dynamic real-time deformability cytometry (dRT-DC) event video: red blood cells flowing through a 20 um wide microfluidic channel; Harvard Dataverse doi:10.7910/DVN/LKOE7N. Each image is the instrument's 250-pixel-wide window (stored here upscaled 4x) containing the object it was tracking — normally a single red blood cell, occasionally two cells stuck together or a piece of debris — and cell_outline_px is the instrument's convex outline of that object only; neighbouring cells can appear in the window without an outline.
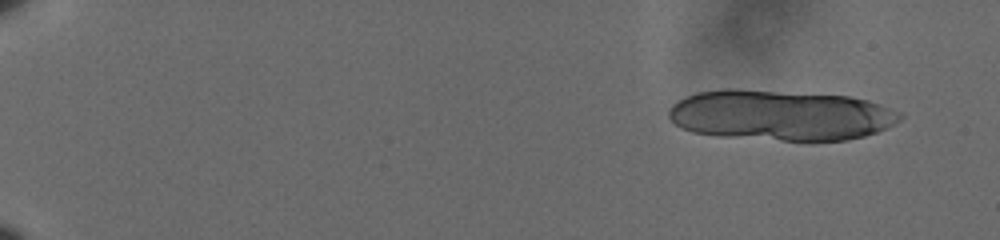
{"species": "human", "species_latin": "Homo sapiens", "temperature_condition": "cold", "stored_images_in_passage": 17, "camera_frame_rate_fps": 3000, "um_per_image_px": 0.085, "donor": {"sex": "male"}, "frame": {"image": 1, "passage_image": 1, "time_ms": 0.0, "image_size_px": [1000, 240], "cell_outline_px": [[904, 116], [900, 120], [876, 132], [864, 136], [848, 140], [812, 144], [720, 136], [692, 132], [680, 128], [668, 116], [668, 112], [672, 104], [696, 92], [724, 88], [736, 88], [848, 96], [868, 100], [880, 104], [900, 112]], "centroid_in_image_um": [66.36, 9.83], "position_along_channel_um": 18.6, "area_um2": 69.48}}